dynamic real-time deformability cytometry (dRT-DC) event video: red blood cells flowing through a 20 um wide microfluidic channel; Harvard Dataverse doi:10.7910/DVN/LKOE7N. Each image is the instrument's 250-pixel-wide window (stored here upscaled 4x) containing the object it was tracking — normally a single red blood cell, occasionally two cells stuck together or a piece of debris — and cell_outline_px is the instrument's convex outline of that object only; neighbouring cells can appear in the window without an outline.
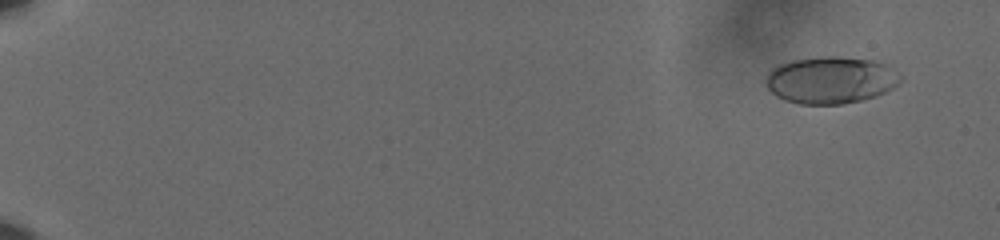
{"species": "human", "species_latin": "Homo sapiens", "temperature_condition": "cold", "stored_images_in_passage": 37, "camera_frame_rate_fps": 3000, "um_per_image_px": 0.085, "donor": {"sex": "male"}, "frame": {"image": 1, "passage_image": 5, "time_ms": 1.333, "image_size_px": [1000, 240], "cell_outline_px": [[904, 80], [900, 84], [876, 96], [844, 104], [800, 104], [784, 100], [776, 96], [764, 84], [764, 76], [776, 64], [792, 60], [828, 56], [836, 56], [872, 60], [884, 64], [904, 76]], "centroid_in_image_um": [70.59, 6.8], "position_along_channel_um": 14.4, "area_um2": 37.28}}
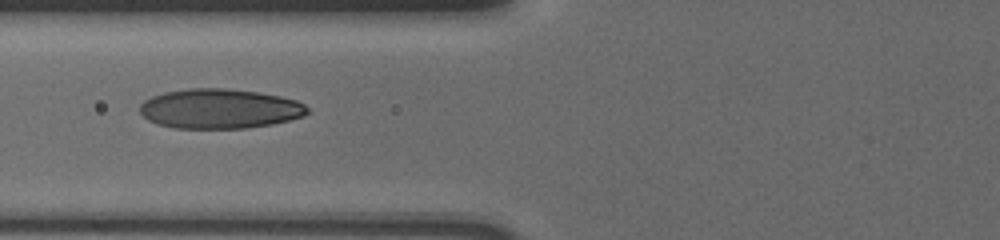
{"frame": {"image": 2, "passage_image": 28, "time_ms": 9.0, "image_size_px": [1000, 240], "cell_outline_px": [[308, 112], [304, 116], [272, 124], [248, 128], [176, 128], [156, 124], [148, 120], [140, 112], [140, 104], [144, 100], [152, 96], [164, 92], [188, 88], [224, 88], [260, 92], [280, 96], [296, 100], [304, 104], [308, 108]], "centroid_in_image_um": [18.66, 9.24], "position_along_channel_um": 107.1, "area_um2": 38.9}}
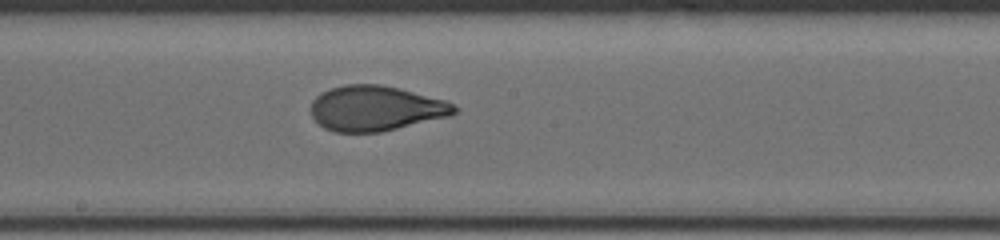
{"frame": {"image": 3, "passage_image": 37, "time_ms": 12.0, "image_size_px": [1000, 240], "cell_outline_px": [[456, 112], [452, 116], [380, 132], [332, 132], [324, 128], [312, 116], [312, 100], [320, 92], [344, 84], [380, 84], [400, 88], [444, 100], [452, 104], [456, 108]], "centroid_in_image_um": [31.93, 9.21], "position_along_channel_um": 216.3, "area_um2": 37.74}}